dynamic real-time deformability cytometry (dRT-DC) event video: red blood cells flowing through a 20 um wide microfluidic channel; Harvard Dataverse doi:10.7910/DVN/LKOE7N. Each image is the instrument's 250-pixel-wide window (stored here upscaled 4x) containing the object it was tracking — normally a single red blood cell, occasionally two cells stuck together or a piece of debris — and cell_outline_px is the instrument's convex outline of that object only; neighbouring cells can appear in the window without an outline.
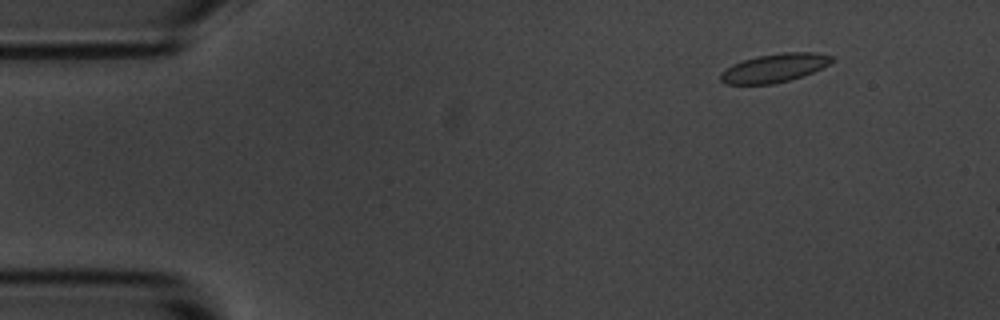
{"species": "common noctule bat (a hibernating species)", "species_latin": "Nyctalus noctula", "temperature_condition": "room temperature", "stored_images_in_passage": 4, "camera_frame_rate_fps": 3000, "um_per_image_px": 0.085, "animal": {"sex": "male", "body_mass_g": 20.1, "forearm_length_mm": 53.5}, "frame": {"image": 1, "passage_image": 1, "time_ms": 0.0, "image_size_px": [1000, 320], "cell_outline_px": [[836, 60], [812, 72], [788, 80], [772, 84], [724, 84], [720, 80], [720, 72], [732, 64], [756, 56], [784, 52], [816, 52], [836, 56]], "centroid_in_image_um": [65.83, 5.76], "position_along_channel_um": 19.2, "area_um2": 18.55}}